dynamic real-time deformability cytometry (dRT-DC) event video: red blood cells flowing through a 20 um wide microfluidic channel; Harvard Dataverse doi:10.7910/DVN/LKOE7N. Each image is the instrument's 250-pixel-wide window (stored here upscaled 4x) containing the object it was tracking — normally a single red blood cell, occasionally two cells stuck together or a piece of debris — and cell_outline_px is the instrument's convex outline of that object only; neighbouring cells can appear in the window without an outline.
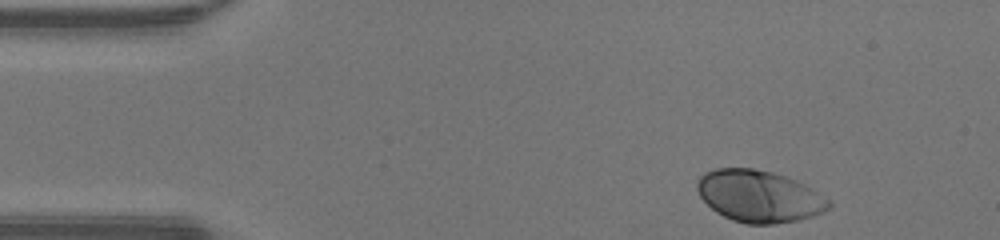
{"species": "human", "species_latin": "Homo sapiens", "temperature_condition": "warm", "stored_images_in_passage": 34, "camera_frame_rate_fps": 3000, "um_per_image_px": 0.085, "donor": {"sex": "male"}, "frame": {"image": 1, "passage_image": 1, "time_ms": 0.0, "image_size_px": [1000, 240], "cell_outline_px": [[832, 208], [824, 212], [800, 220], [772, 224], [748, 224], [732, 220], [716, 212], [700, 196], [696, 188], [696, 184], [700, 176], [704, 172], [716, 168], [752, 168], [772, 172], [796, 180], [812, 188], [832, 200]], "centroid_in_image_um": [64.56, 16.68], "position_along_channel_um": 20.4, "area_um2": 40.06}}
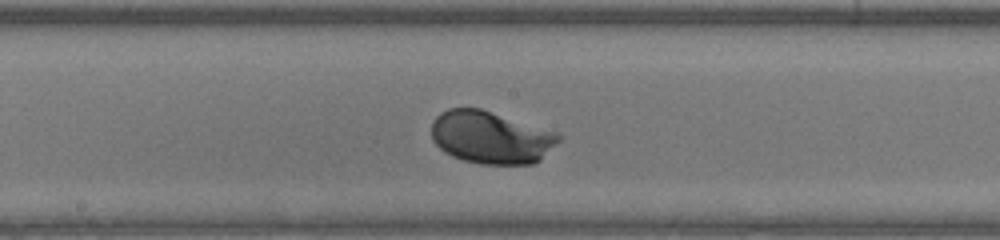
{"frame": {"image": 2, "passage_image": 20, "time_ms": 6.333, "image_size_px": [1000, 240], "cell_outline_px": [[560, 140], [540, 160], [532, 164], [480, 164], [464, 160], [452, 156], [444, 152], [432, 140], [432, 120], [440, 112], [448, 108], [480, 108], [560, 132]], "centroid_in_image_um": [41.73, 11.66], "position_along_channel_um": 206.5, "area_um2": 39.25}}
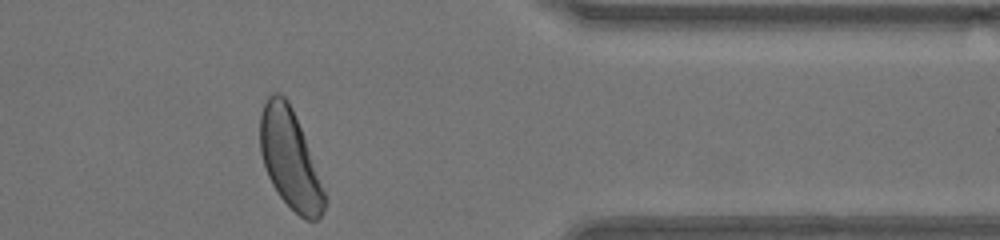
{"frame": {"image": 3, "passage_image": 34, "time_ms": 11.0, "image_size_px": [1000, 240], "cell_outline_px": [[328, 204], [324, 212], [316, 220], [308, 220], [300, 216], [280, 196], [272, 184], [268, 176], [260, 152], [260, 116], [264, 104], [268, 96], [272, 92], [276, 92], [284, 96], [288, 100], [292, 108], [304, 136], [328, 200]], "centroid_in_image_um": [24.66, 13.53], "position_along_channel_um": 386.7, "area_um2": 36.82}, "authors_computed_cell_mechanics": {"area_um2": 37.9746, "velocity_mm_per_s": 4.2959, "shape_relaxation_time_tau1_ms": 1.2448, "shape_relaxation_time_tau2_ms": null, "deformation_change_tau1": 0.1249, "deformation_change_tau2": null}}